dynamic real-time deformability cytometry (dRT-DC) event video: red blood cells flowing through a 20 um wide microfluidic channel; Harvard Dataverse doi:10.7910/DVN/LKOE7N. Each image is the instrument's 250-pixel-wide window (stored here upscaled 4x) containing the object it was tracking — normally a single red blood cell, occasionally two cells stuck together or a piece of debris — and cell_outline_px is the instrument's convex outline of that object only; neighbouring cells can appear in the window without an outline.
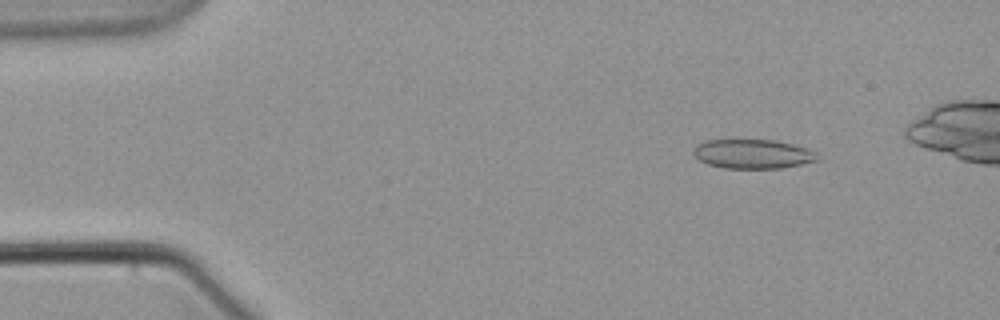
{"species": "common noctule bat (a hibernating species)", "species_latin": "Nyctalus noctula", "temperature_condition": "warm", "stored_images_in_passage": 5, "camera_frame_rate_fps": 3000, "um_per_image_px": 0.085, "animal": {"sex": "male", "body_mass_g": 21.5, "forearm_length_mm": 52.0}, "frame": {"image": 1, "passage_image": 2, "time_ms": 1.333, "image_size_px": [1000, 320], "cell_outline_px": [[820, 160], [780, 168], [724, 168], [708, 164], [700, 160], [692, 152], [696, 144], [704, 140], [776, 140], [808, 148], [816, 152]], "centroid_in_image_um": [63.99, 13.08], "position_along_channel_um": 21.0, "area_um2": 21.15}}